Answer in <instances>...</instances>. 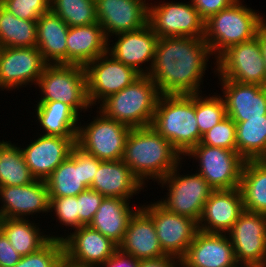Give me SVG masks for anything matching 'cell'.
Wrapping results in <instances>:
<instances>
[{
    "mask_svg": "<svg viewBox=\"0 0 266 267\" xmlns=\"http://www.w3.org/2000/svg\"><path fill=\"white\" fill-rule=\"evenodd\" d=\"M148 24L158 38L205 35V21L190 1L148 4Z\"/></svg>",
    "mask_w": 266,
    "mask_h": 267,
    "instance_id": "12",
    "label": "cell"
},
{
    "mask_svg": "<svg viewBox=\"0 0 266 267\" xmlns=\"http://www.w3.org/2000/svg\"><path fill=\"white\" fill-rule=\"evenodd\" d=\"M227 235L237 263L266 267V214L243 210Z\"/></svg>",
    "mask_w": 266,
    "mask_h": 267,
    "instance_id": "13",
    "label": "cell"
},
{
    "mask_svg": "<svg viewBox=\"0 0 266 267\" xmlns=\"http://www.w3.org/2000/svg\"><path fill=\"white\" fill-rule=\"evenodd\" d=\"M66 44V64L85 67L108 51V39L98 22L69 27Z\"/></svg>",
    "mask_w": 266,
    "mask_h": 267,
    "instance_id": "27",
    "label": "cell"
},
{
    "mask_svg": "<svg viewBox=\"0 0 266 267\" xmlns=\"http://www.w3.org/2000/svg\"><path fill=\"white\" fill-rule=\"evenodd\" d=\"M0 218L27 219L33 214L49 213V192L44 180L28 185L0 187Z\"/></svg>",
    "mask_w": 266,
    "mask_h": 267,
    "instance_id": "21",
    "label": "cell"
},
{
    "mask_svg": "<svg viewBox=\"0 0 266 267\" xmlns=\"http://www.w3.org/2000/svg\"><path fill=\"white\" fill-rule=\"evenodd\" d=\"M231 267H250V266L245 265V264L237 263V264H235V265H233V266H231Z\"/></svg>",
    "mask_w": 266,
    "mask_h": 267,
    "instance_id": "49",
    "label": "cell"
},
{
    "mask_svg": "<svg viewBox=\"0 0 266 267\" xmlns=\"http://www.w3.org/2000/svg\"><path fill=\"white\" fill-rule=\"evenodd\" d=\"M151 127L185 156L202 138L195 114V94L161 95Z\"/></svg>",
    "mask_w": 266,
    "mask_h": 267,
    "instance_id": "3",
    "label": "cell"
},
{
    "mask_svg": "<svg viewBox=\"0 0 266 267\" xmlns=\"http://www.w3.org/2000/svg\"><path fill=\"white\" fill-rule=\"evenodd\" d=\"M243 210V200L239 188L214 190L204 205L198 222V230L227 234Z\"/></svg>",
    "mask_w": 266,
    "mask_h": 267,
    "instance_id": "23",
    "label": "cell"
},
{
    "mask_svg": "<svg viewBox=\"0 0 266 267\" xmlns=\"http://www.w3.org/2000/svg\"><path fill=\"white\" fill-rule=\"evenodd\" d=\"M183 159L172 144L151 126L131 128L122 158L145 187L148 180L159 182L165 178Z\"/></svg>",
    "mask_w": 266,
    "mask_h": 267,
    "instance_id": "2",
    "label": "cell"
},
{
    "mask_svg": "<svg viewBox=\"0 0 266 267\" xmlns=\"http://www.w3.org/2000/svg\"><path fill=\"white\" fill-rule=\"evenodd\" d=\"M236 123V151L245 160H266V115Z\"/></svg>",
    "mask_w": 266,
    "mask_h": 267,
    "instance_id": "33",
    "label": "cell"
},
{
    "mask_svg": "<svg viewBox=\"0 0 266 267\" xmlns=\"http://www.w3.org/2000/svg\"><path fill=\"white\" fill-rule=\"evenodd\" d=\"M226 113L234 122L266 115V86L219 79Z\"/></svg>",
    "mask_w": 266,
    "mask_h": 267,
    "instance_id": "24",
    "label": "cell"
},
{
    "mask_svg": "<svg viewBox=\"0 0 266 267\" xmlns=\"http://www.w3.org/2000/svg\"><path fill=\"white\" fill-rule=\"evenodd\" d=\"M64 258L62 240L51 238L38 251L21 256L20 261L13 267H58Z\"/></svg>",
    "mask_w": 266,
    "mask_h": 267,
    "instance_id": "38",
    "label": "cell"
},
{
    "mask_svg": "<svg viewBox=\"0 0 266 267\" xmlns=\"http://www.w3.org/2000/svg\"><path fill=\"white\" fill-rule=\"evenodd\" d=\"M243 2L236 0L205 21L204 40L215 60L230 46L255 38L266 19Z\"/></svg>",
    "mask_w": 266,
    "mask_h": 267,
    "instance_id": "5",
    "label": "cell"
},
{
    "mask_svg": "<svg viewBox=\"0 0 266 267\" xmlns=\"http://www.w3.org/2000/svg\"><path fill=\"white\" fill-rule=\"evenodd\" d=\"M0 3L14 16L28 21H37L50 11V0H0Z\"/></svg>",
    "mask_w": 266,
    "mask_h": 267,
    "instance_id": "41",
    "label": "cell"
},
{
    "mask_svg": "<svg viewBox=\"0 0 266 267\" xmlns=\"http://www.w3.org/2000/svg\"><path fill=\"white\" fill-rule=\"evenodd\" d=\"M97 22L107 39L138 30L148 24L146 0H95Z\"/></svg>",
    "mask_w": 266,
    "mask_h": 267,
    "instance_id": "19",
    "label": "cell"
},
{
    "mask_svg": "<svg viewBox=\"0 0 266 267\" xmlns=\"http://www.w3.org/2000/svg\"><path fill=\"white\" fill-rule=\"evenodd\" d=\"M49 199V212H54L56 222L58 219L61 225H64L66 228L67 226L71 227L69 228L71 231L72 229L74 230L84 226L79 221L77 196Z\"/></svg>",
    "mask_w": 266,
    "mask_h": 267,
    "instance_id": "40",
    "label": "cell"
},
{
    "mask_svg": "<svg viewBox=\"0 0 266 267\" xmlns=\"http://www.w3.org/2000/svg\"><path fill=\"white\" fill-rule=\"evenodd\" d=\"M50 10L69 27L97 22L95 0H50Z\"/></svg>",
    "mask_w": 266,
    "mask_h": 267,
    "instance_id": "36",
    "label": "cell"
},
{
    "mask_svg": "<svg viewBox=\"0 0 266 267\" xmlns=\"http://www.w3.org/2000/svg\"><path fill=\"white\" fill-rule=\"evenodd\" d=\"M69 234L60 235L64 257L78 266L99 267L118 250L115 242L89 226H81Z\"/></svg>",
    "mask_w": 266,
    "mask_h": 267,
    "instance_id": "17",
    "label": "cell"
},
{
    "mask_svg": "<svg viewBox=\"0 0 266 267\" xmlns=\"http://www.w3.org/2000/svg\"><path fill=\"white\" fill-rule=\"evenodd\" d=\"M183 163H179L158 185L166 186V197L158 202L168 211L199 222L204 205L214 189L198 173L180 175ZM160 183V184H159Z\"/></svg>",
    "mask_w": 266,
    "mask_h": 267,
    "instance_id": "7",
    "label": "cell"
},
{
    "mask_svg": "<svg viewBox=\"0 0 266 267\" xmlns=\"http://www.w3.org/2000/svg\"><path fill=\"white\" fill-rule=\"evenodd\" d=\"M103 199V195L90 188L77 196L79 221L84 226L90 224Z\"/></svg>",
    "mask_w": 266,
    "mask_h": 267,
    "instance_id": "42",
    "label": "cell"
},
{
    "mask_svg": "<svg viewBox=\"0 0 266 267\" xmlns=\"http://www.w3.org/2000/svg\"><path fill=\"white\" fill-rule=\"evenodd\" d=\"M144 185L123 160L102 161L90 189L104 197L132 199Z\"/></svg>",
    "mask_w": 266,
    "mask_h": 267,
    "instance_id": "26",
    "label": "cell"
},
{
    "mask_svg": "<svg viewBox=\"0 0 266 267\" xmlns=\"http://www.w3.org/2000/svg\"><path fill=\"white\" fill-rule=\"evenodd\" d=\"M36 122L44 135L77 137L80 115L68 104L59 101H38Z\"/></svg>",
    "mask_w": 266,
    "mask_h": 267,
    "instance_id": "30",
    "label": "cell"
},
{
    "mask_svg": "<svg viewBox=\"0 0 266 267\" xmlns=\"http://www.w3.org/2000/svg\"><path fill=\"white\" fill-rule=\"evenodd\" d=\"M211 56L204 37L158 38L148 76L161 95L201 94Z\"/></svg>",
    "mask_w": 266,
    "mask_h": 267,
    "instance_id": "1",
    "label": "cell"
},
{
    "mask_svg": "<svg viewBox=\"0 0 266 267\" xmlns=\"http://www.w3.org/2000/svg\"><path fill=\"white\" fill-rule=\"evenodd\" d=\"M36 32L37 21L20 19L0 3L1 48L36 46Z\"/></svg>",
    "mask_w": 266,
    "mask_h": 267,
    "instance_id": "35",
    "label": "cell"
},
{
    "mask_svg": "<svg viewBox=\"0 0 266 267\" xmlns=\"http://www.w3.org/2000/svg\"><path fill=\"white\" fill-rule=\"evenodd\" d=\"M118 249L138 260L166 256L160 247L152 218L141 207L130 219Z\"/></svg>",
    "mask_w": 266,
    "mask_h": 267,
    "instance_id": "25",
    "label": "cell"
},
{
    "mask_svg": "<svg viewBox=\"0 0 266 267\" xmlns=\"http://www.w3.org/2000/svg\"><path fill=\"white\" fill-rule=\"evenodd\" d=\"M58 267H83V266L72 264L64 258L63 261L58 265Z\"/></svg>",
    "mask_w": 266,
    "mask_h": 267,
    "instance_id": "48",
    "label": "cell"
},
{
    "mask_svg": "<svg viewBox=\"0 0 266 267\" xmlns=\"http://www.w3.org/2000/svg\"><path fill=\"white\" fill-rule=\"evenodd\" d=\"M35 180L20 147L0 140V187L28 185Z\"/></svg>",
    "mask_w": 266,
    "mask_h": 267,
    "instance_id": "34",
    "label": "cell"
},
{
    "mask_svg": "<svg viewBox=\"0 0 266 267\" xmlns=\"http://www.w3.org/2000/svg\"><path fill=\"white\" fill-rule=\"evenodd\" d=\"M76 140L77 137L39 134V137L31 140V144H27L28 146H19L32 175L45 181L70 156Z\"/></svg>",
    "mask_w": 266,
    "mask_h": 267,
    "instance_id": "20",
    "label": "cell"
},
{
    "mask_svg": "<svg viewBox=\"0 0 266 267\" xmlns=\"http://www.w3.org/2000/svg\"><path fill=\"white\" fill-rule=\"evenodd\" d=\"M198 11L200 17L206 21L212 15L229 7L236 0H190Z\"/></svg>",
    "mask_w": 266,
    "mask_h": 267,
    "instance_id": "43",
    "label": "cell"
},
{
    "mask_svg": "<svg viewBox=\"0 0 266 267\" xmlns=\"http://www.w3.org/2000/svg\"><path fill=\"white\" fill-rule=\"evenodd\" d=\"M114 37L117 38H115L117 41L110 44L113 40H108L107 52L140 75H148L154 62L158 41V35L153 32L149 24L138 30L117 34Z\"/></svg>",
    "mask_w": 266,
    "mask_h": 267,
    "instance_id": "18",
    "label": "cell"
},
{
    "mask_svg": "<svg viewBox=\"0 0 266 267\" xmlns=\"http://www.w3.org/2000/svg\"><path fill=\"white\" fill-rule=\"evenodd\" d=\"M244 210L266 214V160H246L240 180Z\"/></svg>",
    "mask_w": 266,
    "mask_h": 267,
    "instance_id": "32",
    "label": "cell"
},
{
    "mask_svg": "<svg viewBox=\"0 0 266 267\" xmlns=\"http://www.w3.org/2000/svg\"><path fill=\"white\" fill-rule=\"evenodd\" d=\"M150 203L140 207L152 218L160 247L166 255L182 259L198 231V223L168 211L158 201Z\"/></svg>",
    "mask_w": 266,
    "mask_h": 267,
    "instance_id": "15",
    "label": "cell"
},
{
    "mask_svg": "<svg viewBox=\"0 0 266 267\" xmlns=\"http://www.w3.org/2000/svg\"><path fill=\"white\" fill-rule=\"evenodd\" d=\"M235 264L237 260L227 234L200 230L181 259L182 267H231Z\"/></svg>",
    "mask_w": 266,
    "mask_h": 267,
    "instance_id": "22",
    "label": "cell"
},
{
    "mask_svg": "<svg viewBox=\"0 0 266 267\" xmlns=\"http://www.w3.org/2000/svg\"><path fill=\"white\" fill-rule=\"evenodd\" d=\"M236 134V123L229 116H226L202 135L199 144L236 150Z\"/></svg>",
    "mask_w": 266,
    "mask_h": 267,
    "instance_id": "39",
    "label": "cell"
},
{
    "mask_svg": "<svg viewBox=\"0 0 266 267\" xmlns=\"http://www.w3.org/2000/svg\"><path fill=\"white\" fill-rule=\"evenodd\" d=\"M161 94L148 75H141L131 85L103 100L99 111L109 119L130 128L151 126Z\"/></svg>",
    "mask_w": 266,
    "mask_h": 267,
    "instance_id": "4",
    "label": "cell"
},
{
    "mask_svg": "<svg viewBox=\"0 0 266 267\" xmlns=\"http://www.w3.org/2000/svg\"><path fill=\"white\" fill-rule=\"evenodd\" d=\"M218 79L266 86V68L259 39L230 46L214 63Z\"/></svg>",
    "mask_w": 266,
    "mask_h": 267,
    "instance_id": "10",
    "label": "cell"
},
{
    "mask_svg": "<svg viewBox=\"0 0 266 267\" xmlns=\"http://www.w3.org/2000/svg\"><path fill=\"white\" fill-rule=\"evenodd\" d=\"M138 267H182V266L180 258L166 255L154 259L139 260Z\"/></svg>",
    "mask_w": 266,
    "mask_h": 267,
    "instance_id": "46",
    "label": "cell"
},
{
    "mask_svg": "<svg viewBox=\"0 0 266 267\" xmlns=\"http://www.w3.org/2000/svg\"><path fill=\"white\" fill-rule=\"evenodd\" d=\"M198 162V172L214 190L239 188L245 159L236 151L203 144L186 155ZM198 160V161H197Z\"/></svg>",
    "mask_w": 266,
    "mask_h": 267,
    "instance_id": "9",
    "label": "cell"
},
{
    "mask_svg": "<svg viewBox=\"0 0 266 267\" xmlns=\"http://www.w3.org/2000/svg\"><path fill=\"white\" fill-rule=\"evenodd\" d=\"M129 201L131 200L104 197L88 226L119 245L124 238L130 219L140 208V206L132 208Z\"/></svg>",
    "mask_w": 266,
    "mask_h": 267,
    "instance_id": "28",
    "label": "cell"
},
{
    "mask_svg": "<svg viewBox=\"0 0 266 267\" xmlns=\"http://www.w3.org/2000/svg\"><path fill=\"white\" fill-rule=\"evenodd\" d=\"M92 119L89 123H83L84 126L80 121L76 144L101 161L122 160L131 128L107 118L99 110Z\"/></svg>",
    "mask_w": 266,
    "mask_h": 267,
    "instance_id": "8",
    "label": "cell"
},
{
    "mask_svg": "<svg viewBox=\"0 0 266 267\" xmlns=\"http://www.w3.org/2000/svg\"><path fill=\"white\" fill-rule=\"evenodd\" d=\"M214 94L209 96H203L202 93L195 94V114L201 136L227 116L223 97L216 92Z\"/></svg>",
    "mask_w": 266,
    "mask_h": 267,
    "instance_id": "37",
    "label": "cell"
},
{
    "mask_svg": "<svg viewBox=\"0 0 266 267\" xmlns=\"http://www.w3.org/2000/svg\"><path fill=\"white\" fill-rule=\"evenodd\" d=\"M256 37L259 39V45L261 47V52L266 68V20L259 27Z\"/></svg>",
    "mask_w": 266,
    "mask_h": 267,
    "instance_id": "47",
    "label": "cell"
},
{
    "mask_svg": "<svg viewBox=\"0 0 266 267\" xmlns=\"http://www.w3.org/2000/svg\"><path fill=\"white\" fill-rule=\"evenodd\" d=\"M139 260L119 249L99 267H138Z\"/></svg>",
    "mask_w": 266,
    "mask_h": 267,
    "instance_id": "45",
    "label": "cell"
},
{
    "mask_svg": "<svg viewBox=\"0 0 266 267\" xmlns=\"http://www.w3.org/2000/svg\"><path fill=\"white\" fill-rule=\"evenodd\" d=\"M101 162L76 144L70 156L45 180L49 198L78 196L89 189Z\"/></svg>",
    "mask_w": 266,
    "mask_h": 267,
    "instance_id": "11",
    "label": "cell"
},
{
    "mask_svg": "<svg viewBox=\"0 0 266 267\" xmlns=\"http://www.w3.org/2000/svg\"><path fill=\"white\" fill-rule=\"evenodd\" d=\"M87 96L91 106L131 85L141 75L108 52L85 66ZM97 102V104H96Z\"/></svg>",
    "mask_w": 266,
    "mask_h": 267,
    "instance_id": "14",
    "label": "cell"
},
{
    "mask_svg": "<svg viewBox=\"0 0 266 267\" xmlns=\"http://www.w3.org/2000/svg\"><path fill=\"white\" fill-rule=\"evenodd\" d=\"M41 89L38 101H59L71 106L79 115L92 108L87 96L85 67L76 64H47L36 87ZM80 110V112H79Z\"/></svg>",
    "mask_w": 266,
    "mask_h": 267,
    "instance_id": "6",
    "label": "cell"
},
{
    "mask_svg": "<svg viewBox=\"0 0 266 267\" xmlns=\"http://www.w3.org/2000/svg\"><path fill=\"white\" fill-rule=\"evenodd\" d=\"M69 26L51 10L37 20V45L47 64H66Z\"/></svg>",
    "mask_w": 266,
    "mask_h": 267,
    "instance_id": "29",
    "label": "cell"
},
{
    "mask_svg": "<svg viewBox=\"0 0 266 267\" xmlns=\"http://www.w3.org/2000/svg\"><path fill=\"white\" fill-rule=\"evenodd\" d=\"M21 259V255L13 248L8 238L0 230V267H13Z\"/></svg>",
    "mask_w": 266,
    "mask_h": 267,
    "instance_id": "44",
    "label": "cell"
},
{
    "mask_svg": "<svg viewBox=\"0 0 266 267\" xmlns=\"http://www.w3.org/2000/svg\"><path fill=\"white\" fill-rule=\"evenodd\" d=\"M46 65L36 46L1 48L0 90L36 85Z\"/></svg>",
    "mask_w": 266,
    "mask_h": 267,
    "instance_id": "16",
    "label": "cell"
},
{
    "mask_svg": "<svg viewBox=\"0 0 266 267\" xmlns=\"http://www.w3.org/2000/svg\"><path fill=\"white\" fill-rule=\"evenodd\" d=\"M39 223L30 219L0 218V230L8 238L13 248L21 255L26 256L43 247L51 238L60 239L58 235L41 232ZM51 235V236H50Z\"/></svg>",
    "mask_w": 266,
    "mask_h": 267,
    "instance_id": "31",
    "label": "cell"
}]
</instances>
